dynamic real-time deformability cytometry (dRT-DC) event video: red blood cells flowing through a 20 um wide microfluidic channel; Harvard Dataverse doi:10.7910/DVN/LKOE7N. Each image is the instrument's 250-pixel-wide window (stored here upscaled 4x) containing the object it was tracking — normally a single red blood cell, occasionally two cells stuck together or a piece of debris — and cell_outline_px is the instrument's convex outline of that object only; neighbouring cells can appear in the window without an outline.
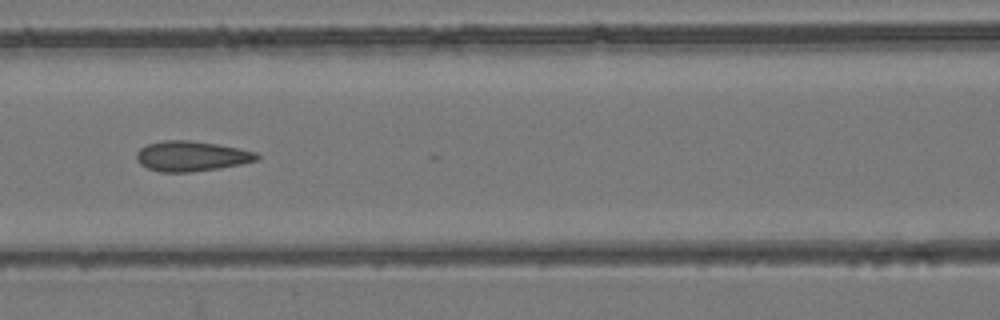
{"species": "common noctule bat (a hibernating species)", "species_latin": "Nyctalus noctula", "temperature_condition": "room temperature", "stored_images_in_passage": 26, "camera_frame_rate_fps": 3000, "um_per_image_px": 0.085, "animal": {"sex": "female", "body_mass_g": 24.6, "forearm_length_mm": 56.2}, "frame": {"image": 1, "passage_image": 22, "time_ms": 7.0, "image_size_px": [1000, 320], "cell_outline_px": [[260, 156], [256, 160], [240, 164], [220, 168], [192, 172], [160, 172], [148, 168], [140, 164], [136, 160], [136, 152], [140, 148], [148, 144], [164, 140], [188, 140], [216, 144], [240, 148], [256, 152]], "centroid_in_image_um": [16.25, 13.27], "position_along_channel_um": 150.4, "area_um2": 21.15}}
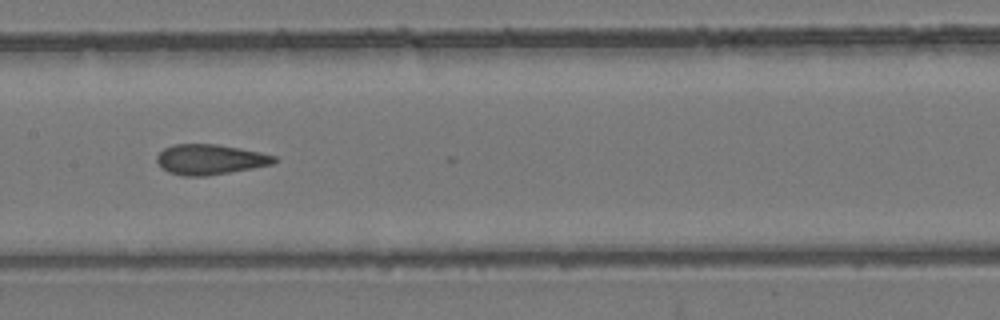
{"frame": {"image": 2, "passage_image": 25, "time_ms": 8.0, "image_size_px": [1000, 320], "cell_outline_px": [[280, 160], [272, 164], [252, 168], [204, 176], [184, 176], [168, 172], [156, 160], [156, 156], [164, 148], [172, 144], [216, 144], [240, 148], [260, 152], [276, 156]], "centroid_in_image_um": [17.87, 13.54], "position_along_channel_um": 189.5, "area_um2": 20.58}}